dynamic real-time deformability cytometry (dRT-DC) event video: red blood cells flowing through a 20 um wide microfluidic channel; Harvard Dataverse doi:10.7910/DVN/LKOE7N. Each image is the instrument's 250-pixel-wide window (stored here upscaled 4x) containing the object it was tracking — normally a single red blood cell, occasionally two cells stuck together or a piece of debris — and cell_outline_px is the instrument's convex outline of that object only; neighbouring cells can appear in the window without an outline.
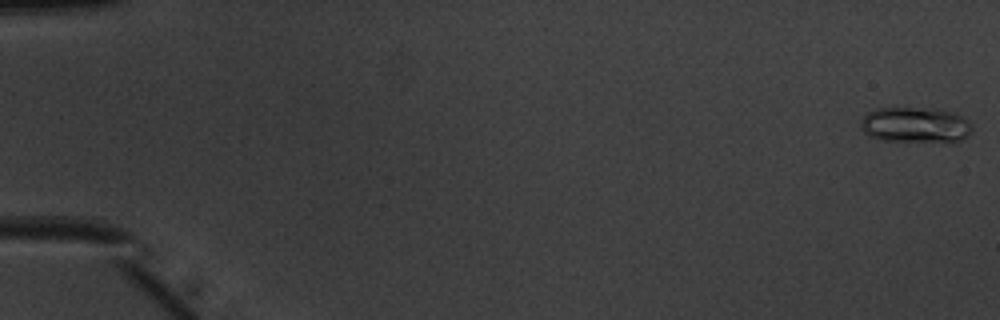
{"species": "common noctule bat (a hibernating species)", "species_latin": "Nyctalus noctula", "temperature_condition": "warm", "stored_images_in_passage": 12, "camera_frame_rate_fps": 3000, "um_per_image_px": 0.085, "animal": {"sex": "male", "body_mass_g": 20.1, "forearm_length_mm": 53.5}, "frame": {"image": 1, "passage_image": 1, "time_ms": 0.0, "image_size_px": [1000, 320], "cell_outline_px": [[972, 128], [968, 136], [952, 144], [880, 140], [868, 136], [860, 128], [860, 120], [868, 112], [876, 108], [936, 108], [952, 112], [968, 120], [972, 124]], "centroid_in_image_um": [77.82, 10.66], "position_along_channel_um": 7.2, "area_um2": 23.93}}